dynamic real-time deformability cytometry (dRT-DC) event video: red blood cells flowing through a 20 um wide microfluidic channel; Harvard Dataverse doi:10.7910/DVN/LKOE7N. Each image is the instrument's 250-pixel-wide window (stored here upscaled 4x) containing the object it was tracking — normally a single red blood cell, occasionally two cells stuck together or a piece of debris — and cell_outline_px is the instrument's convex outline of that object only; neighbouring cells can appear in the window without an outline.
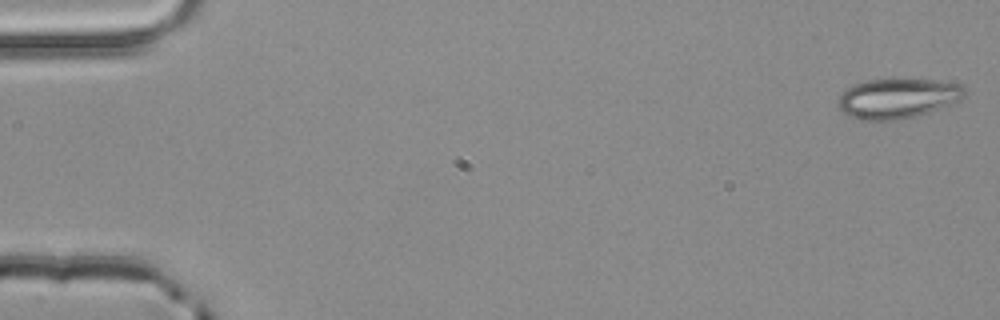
{"species": "common noctule bat (a hibernating species)", "species_latin": "Nyctalus noctula", "temperature_condition": "room temperature", "stored_images_in_passage": 4, "camera_frame_rate_fps": 3000, "um_per_image_px": 0.085, "animal": {"sex": "male", "body_mass_g": 20.4}, "frame": {"image": 1, "passage_image": 1, "time_ms": 0.0, "image_size_px": [1000, 320], "cell_outline_px": [[968, 92], [960, 100], [928, 112], [916, 116], [896, 120], [860, 120], [844, 112], [840, 108], [840, 96], [852, 84], [868, 80], [892, 76], [896, 76], [932, 80], [960, 84]], "centroid_in_image_um": [76.33, 8.31], "position_along_channel_um": 8.7, "area_um2": 29.82}}